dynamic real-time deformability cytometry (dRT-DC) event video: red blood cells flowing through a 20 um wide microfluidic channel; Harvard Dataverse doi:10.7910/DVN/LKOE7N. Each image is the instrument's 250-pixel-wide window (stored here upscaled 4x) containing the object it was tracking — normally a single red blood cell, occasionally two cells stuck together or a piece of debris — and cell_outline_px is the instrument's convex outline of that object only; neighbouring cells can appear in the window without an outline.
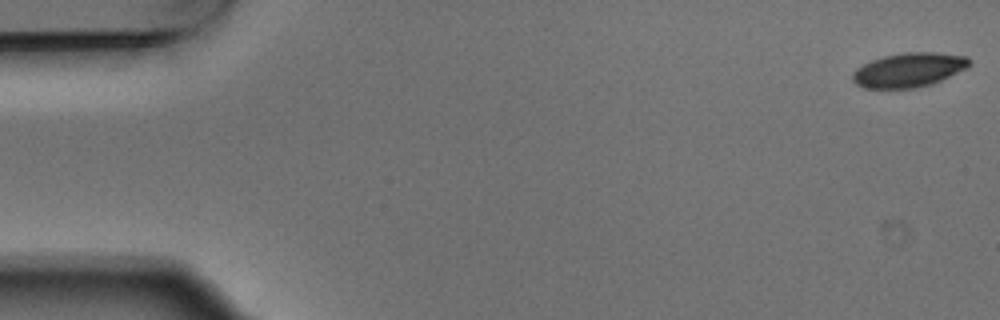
{"species": "Egyptian fruit bat (a non-hibernating species)", "species_latin": "Rousettus aegyptiacus", "temperature_condition": "warm", "stored_images_in_passage": 6, "camera_frame_rate_fps": 3000, "um_per_image_px": 0.085, "animal": {"sex": "male"}, "frame": {"image": 1, "passage_image": 1, "time_ms": 0.0, "image_size_px": [1000, 320], "cell_outline_px": [[972, 64], [968, 68], [932, 84], [912, 88], [864, 88], [856, 84], [852, 80], [852, 72], [856, 68], [872, 60], [884, 56], [904, 52], [936, 52], [968, 56], [972, 60]], "centroid_in_image_um": [77.29, 5.93], "position_along_channel_um": 7.7, "area_um2": 23.52}}
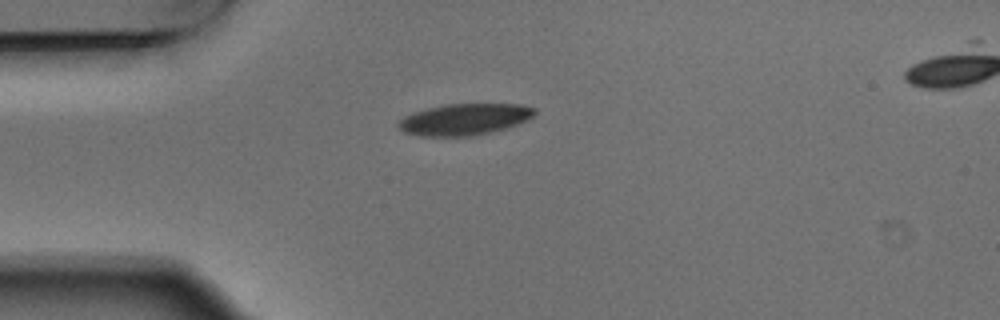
{"frame": {"image": 2, "passage_image": 5, "time_ms": 1.333, "image_size_px": [1000, 320], "cell_outline_px": [[536, 112], [532, 116], [516, 124], [504, 128], [488, 132], [468, 136], [420, 136], [404, 132], [396, 124], [404, 116], [412, 112], [428, 108], [448, 104], [520, 104], [536, 108]], "centroid_in_image_um": [39.44, 10.13], "position_along_channel_um": 45.6, "area_um2": 24.62}}